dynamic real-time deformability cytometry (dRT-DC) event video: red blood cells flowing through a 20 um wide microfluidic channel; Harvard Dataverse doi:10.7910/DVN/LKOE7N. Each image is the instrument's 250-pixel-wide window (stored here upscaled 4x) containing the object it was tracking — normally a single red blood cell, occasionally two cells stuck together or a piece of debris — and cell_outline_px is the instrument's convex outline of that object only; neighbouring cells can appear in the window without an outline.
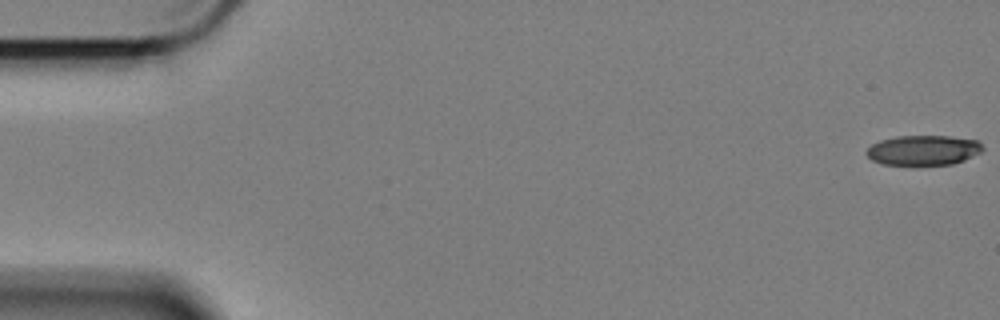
{"species": "Egyptian fruit bat (a non-hibernating species)", "species_latin": "Rousettus aegyptiacus", "temperature_condition": "cold", "stored_images_in_passage": 8, "camera_frame_rate_fps": 3000, "um_per_image_px": 0.085, "animal": {"sex": "female"}, "frame": {"image": 1, "passage_image": 1, "time_ms": 0.0, "image_size_px": [1000, 320], "cell_outline_px": [[984, 148], [980, 152], [964, 160], [952, 164], [912, 168], [884, 164], [872, 160], [864, 152], [872, 144], [880, 140], [896, 136], [948, 136], [976, 140]], "centroid_in_image_um": [78.43, 12.82], "position_along_channel_um": 6.6, "area_um2": 20.98}}